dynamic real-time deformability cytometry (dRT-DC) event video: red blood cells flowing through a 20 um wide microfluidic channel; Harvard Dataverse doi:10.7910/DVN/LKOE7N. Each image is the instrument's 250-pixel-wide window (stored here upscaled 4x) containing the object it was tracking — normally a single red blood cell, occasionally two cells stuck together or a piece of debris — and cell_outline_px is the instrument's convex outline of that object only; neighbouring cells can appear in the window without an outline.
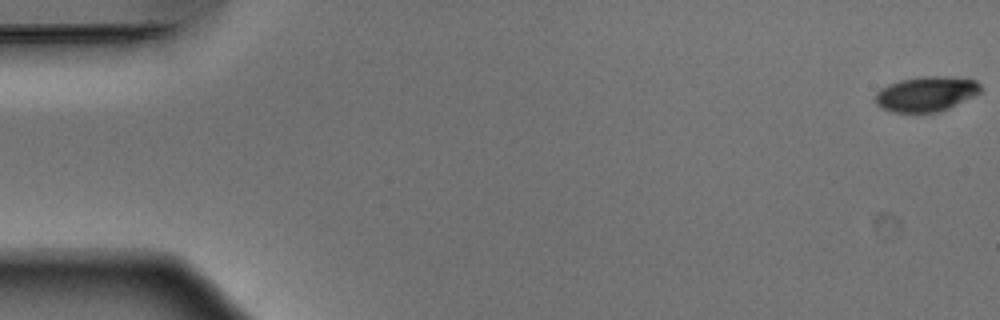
{"species": "Egyptian fruit bat (a non-hibernating species)", "species_latin": "Rousettus aegyptiacus", "temperature_condition": "warm", "stored_images_in_passage": 28, "camera_frame_rate_fps": 3000, "um_per_image_px": 0.085, "animal": {"sex": "male"}, "frame": {"image": 1, "passage_image": 1, "time_ms": 0.0, "image_size_px": [1000, 320], "cell_outline_px": [[984, 88], [980, 92], [940, 112], [892, 112], [880, 108], [876, 104], [876, 92], [880, 88], [888, 84], [900, 80], [924, 76], [948, 76], [976, 80]], "centroid_in_image_um": [78.71, 7.97], "position_along_channel_um": 6.3, "area_um2": 21.5}}
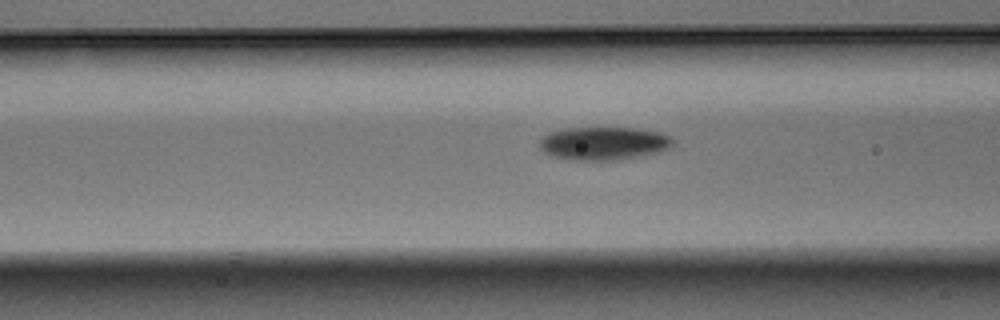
{"frame": {"image": 2, "passage_image": 21, "time_ms": 6.667, "image_size_px": [1000, 320], "cell_outline_px": [[676, 140], [668, 148], [660, 152], [640, 156], [616, 160], [568, 160], [552, 156], [544, 152], [540, 148], [540, 140], [548, 132], [568, 128], [636, 128], [660, 132], [672, 136]], "centroid_in_image_um": [51.33, 12.19], "position_along_channel_um": 115.3, "area_um2": 25.95}}
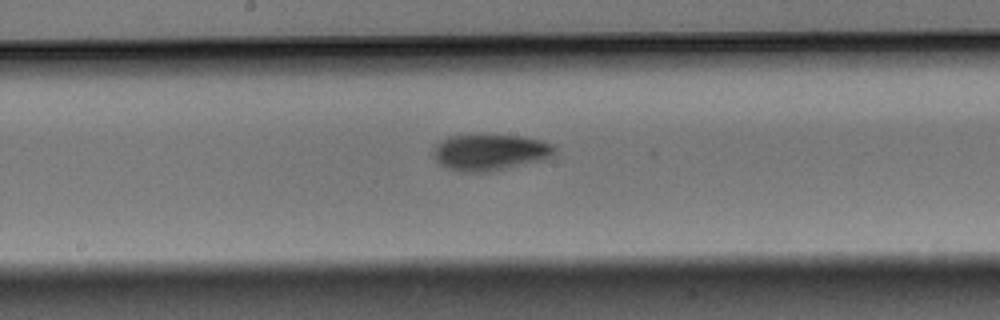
{"frame": {"image": 3, "passage_image": 28, "time_ms": 9.0, "image_size_px": [1000, 320], "cell_outline_px": [[556, 148], [544, 160], [484, 172], [464, 172], [448, 168], [440, 164], [432, 156], [432, 152], [436, 144], [440, 140], [448, 136], [476, 132], [524, 136], [540, 140], [552, 144]], "centroid_in_image_um": [41.57, 12.88], "position_along_channel_um": 206.6, "area_um2": 26.24}}